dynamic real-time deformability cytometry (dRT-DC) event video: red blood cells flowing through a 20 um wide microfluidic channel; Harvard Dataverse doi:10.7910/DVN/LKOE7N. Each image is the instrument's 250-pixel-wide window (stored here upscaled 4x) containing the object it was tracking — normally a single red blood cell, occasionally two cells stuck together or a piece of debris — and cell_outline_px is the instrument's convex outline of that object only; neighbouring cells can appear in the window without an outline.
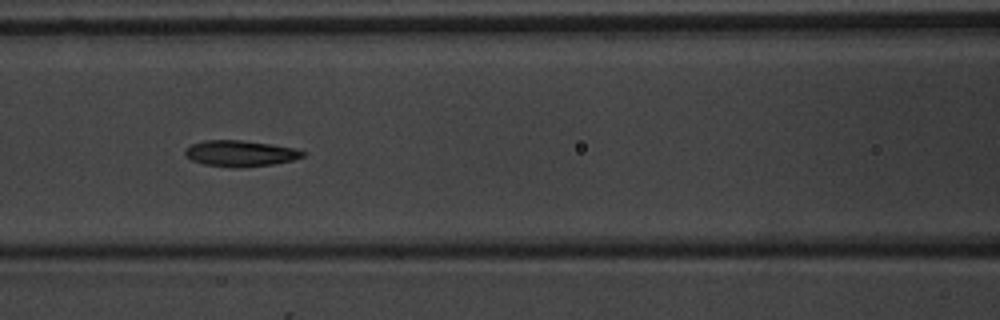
{"species": "common noctule bat (a hibernating species)", "species_latin": "Nyctalus noctula", "temperature_condition": "warm", "stored_images_in_passage": 6, "camera_frame_rate_fps": 3000, "um_per_image_px": 0.085, "animal": {"sex": "male", "body_mass_g": 20.1, "forearm_length_mm": 53.5}, "frame": {"image": 1, "passage_image": 6, "time_ms": 5.667, "image_size_px": [1000, 320], "cell_outline_px": [[304, 156], [292, 160], [276, 164], [236, 168], [232, 168], [204, 164], [192, 160], [184, 156], [184, 148], [192, 144], [204, 140], [240, 140], [272, 144], [296, 148], [304, 152]], "centroid_in_image_um": [20.4, 13.04], "position_along_channel_um": 146.2, "area_um2": 18.03}}